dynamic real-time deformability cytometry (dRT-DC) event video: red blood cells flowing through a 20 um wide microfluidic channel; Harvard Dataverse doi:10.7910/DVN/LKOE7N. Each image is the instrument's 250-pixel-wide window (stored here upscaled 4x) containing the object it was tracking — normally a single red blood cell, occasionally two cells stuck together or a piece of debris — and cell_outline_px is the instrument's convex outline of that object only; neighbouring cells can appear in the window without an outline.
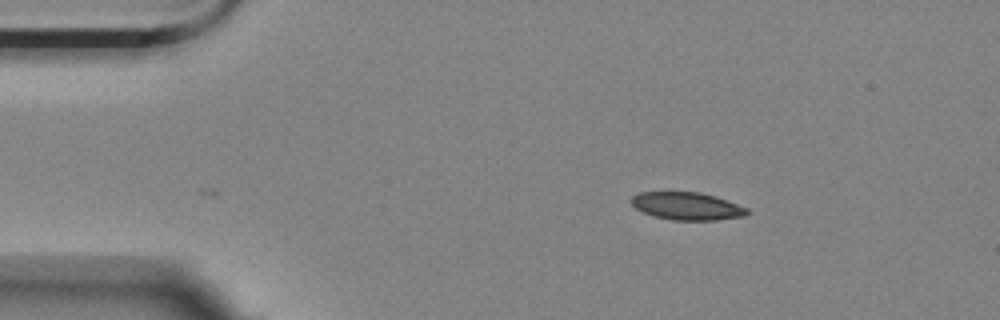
{"species": "Egyptian fruit bat (a non-hibernating species)", "species_latin": "Rousettus aegyptiacus", "temperature_condition": "room temperature", "stored_images_in_passage": 43, "camera_frame_rate_fps": 3000, "um_per_image_px": 0.085, "animal": {"sex": "female"}, "frame": {"image": 1, "passage_image": 1, "time_ms": 0.0, "image_size_px": [1000, 320], "cell_outline_px": [[748, 212], [744, 216], [716, 220], [672, 220], [652, 216], [636, 208], [628, 200], [632, 196], [640, 192], [700, 192], [716, 196], [748, 208]], "centroid_in_image_um": [58.37, 17.51], "position_along_channel_um": 26.6, "area_um2": 18.73}}
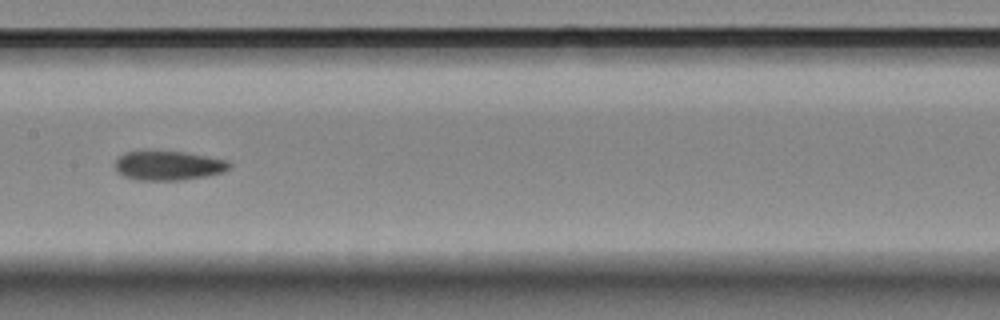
{"frame": {"image": 2, "passage_image": 20, "time_ms": 6.333, "image_size_px": [1000, 320], "cell_outline_px": [[232, 164], [224, 172], [204, 176], [180, 180], [136, 180], [124, 176], [116, 172], [116, 160], [124, 152], [144, 148], [152, 148], [184, 152], [228, 160]], "centroid_in_image_um": [14.25, 14.02], "position_along_channel_um": 193.2, "area_um2": 20.23}}
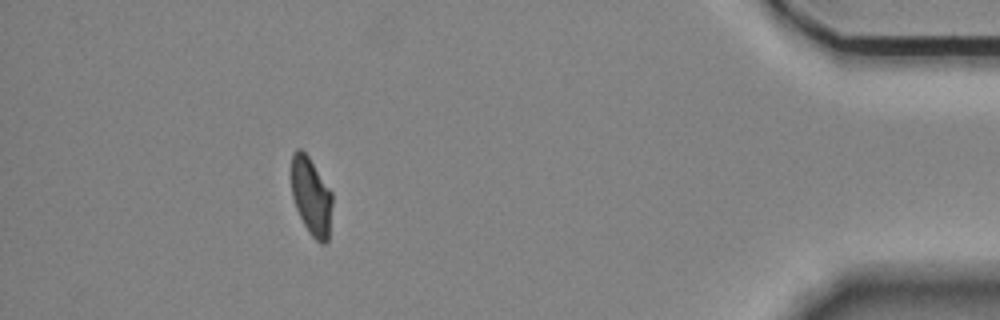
{"frame": {"image": 3, "passage_image": 43, "time_ms": 14.0, "image_size_px": [1000, 320], "cell_outline_px": [[332, 204], [328, 240], [324, 244], [320, 244], [308, 232], [296, 208], [292, 196], [292, 152], [296, 148], [300, 148], [308, 156], [332, 192]], "centroid_in_image_um": [26.46, 16.7], "position_along_channel_um": 408.7, "area_um2": 18.44}, "authors_computed_cell_mechanics": {"area_um2": 19.7098, "velocity_mm_per_s": 3.5149, "shape_relaxation_time_tau1_ms": null, "shape_relaxation_time_tau2_ms": 5.3506, "deformation_change_tau1": null, "deformation_change_tau2": 0.0962}}